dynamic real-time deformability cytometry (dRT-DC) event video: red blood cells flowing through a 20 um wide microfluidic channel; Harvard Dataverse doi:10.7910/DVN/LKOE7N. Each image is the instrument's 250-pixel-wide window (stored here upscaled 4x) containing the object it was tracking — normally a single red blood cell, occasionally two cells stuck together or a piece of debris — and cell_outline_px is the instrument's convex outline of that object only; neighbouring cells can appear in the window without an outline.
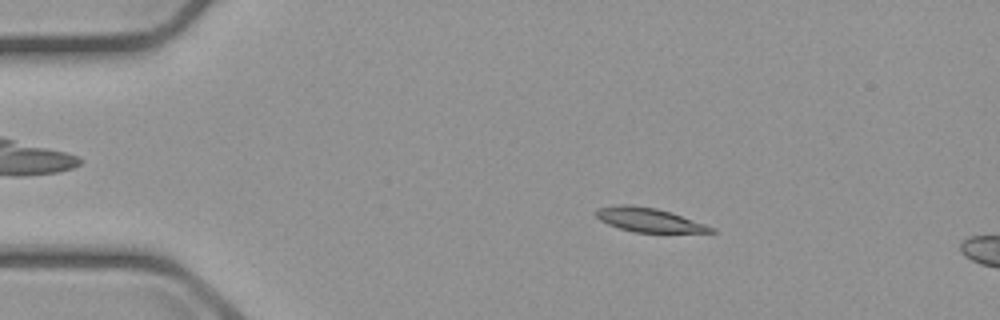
{"species": "common noctule bat (a hibernating species)", "species_latin": "Nyctalus noctula", "temperature_condition": "cold", "stored_images_in_passage": 4, "camera_frame_rate_fps": 3000, "um_per_image_px": 0.085, "animal": {"sex": "male", "body_mass_g": 23.1, "forearm_length_mm": 52.7}, "frame": {"image": 1, "passage_image": 3, "time_ms": 2.0, "image_size_px": [1000, 320], "cell_outline_px": [[716, 232], [636, 232], [620, 228], [608, 224], [600, 220], [596, 216], [596, 212], [600, 208], [624, 204], [628, 204], [656, 208], [672, 212], [716, 228]], "centroid_in_image_um": [55.2, 18.69], "position_along_channel_um": 29.8, "area_um2": 15.84}}